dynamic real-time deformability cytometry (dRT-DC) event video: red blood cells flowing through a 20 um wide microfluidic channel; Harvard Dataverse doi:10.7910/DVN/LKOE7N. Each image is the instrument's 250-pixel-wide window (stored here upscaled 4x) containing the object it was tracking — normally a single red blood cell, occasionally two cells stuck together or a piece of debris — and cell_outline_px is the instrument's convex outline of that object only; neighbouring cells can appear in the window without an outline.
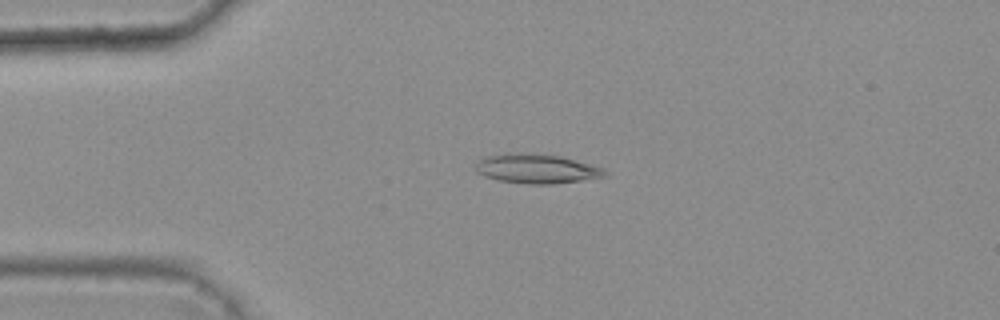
{"species": "common noctule bat (a hibernating species)", "species_latin": "Nyctalus noctula", "temperature_condition": "warm", "stored_images_in_passage": 42, "camera_frame_rate_fps": 3000, "um_per_image_px": 0.085, "animal": {"sex": "female", "body_mass_g": 25.1}, "frame": {"image": 1, "passage_image": 13, "time_ms": 4.0, "image_size_px": [1000, 320], "cell_outline_px": [[608, 176], [552, 184], [528, 184], [500, 180], [484, 176], [476, 172], [476, 164], [480, 160], [488, 156], [508, 152], [520, 152], [560, 156], [604, 168], [608, 172]], "centroid_in_image_um": [45.62, 14.34], "position_along_channel_um": 39.4, "area_um2": 22.02}}
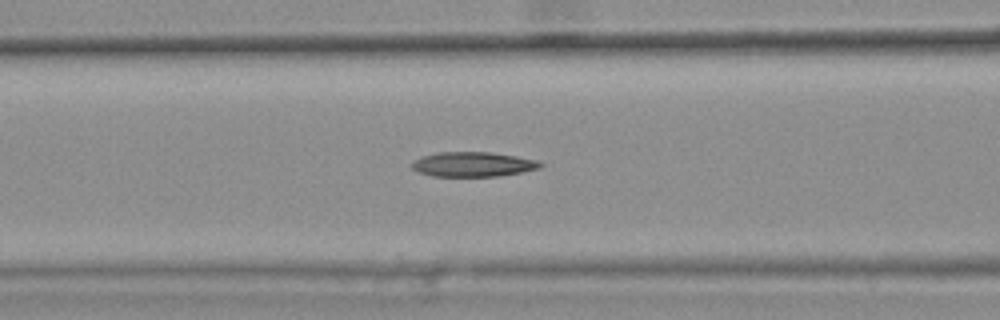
{"frame": {"image": 2, "passage_image": 22, "time_ms": 7.0, "image_size_px": [1000, 320], "cell_outline_px": [[544, 164], [540, 168], [500, 176], [432, 176], [420, 172], [412, 168], [412, 160], [436, 152], [488, 152], [516, 156], [536, 160]], "centroid_in_image_um": [40.2, 13.96], "position_along_channel_um": 126.4, "area_um2": 18.38}}
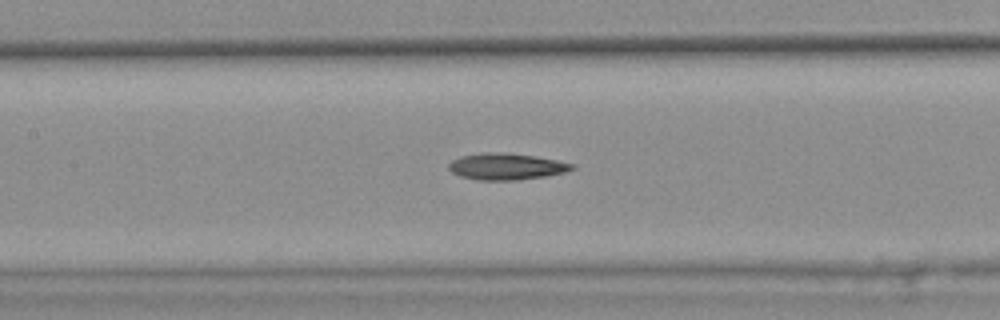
{"frame": {"image": 3, "passage_image": 25, "time_ms": 8.0, "image_size_px": [1000, 320], "cell_outline_px": [[576, 168], [564, 172], [544, 176], [516, 180], [476, 180], [460, 176], [452, 172], [448, 168], [448, 164], [452, 160], [460, 156], [480, 152], [496, 152], [536, 156], [576, 164]], "centroid_in_image_um": [43.01, 14.15], "position_along_channel_um": 164.4, "area_um2": 19.07}, "authors_computed_cell_mechanics": {"area_um2": 18.9873, "velocity_mm_per_s": 3.8005, "shape_relaxation_time_tau1_ms": null, "shape_relaxation_time_tau2_ms": 7.454, "deformation_change_tau1": null, "deformation_change_tau2": 0.1805}}